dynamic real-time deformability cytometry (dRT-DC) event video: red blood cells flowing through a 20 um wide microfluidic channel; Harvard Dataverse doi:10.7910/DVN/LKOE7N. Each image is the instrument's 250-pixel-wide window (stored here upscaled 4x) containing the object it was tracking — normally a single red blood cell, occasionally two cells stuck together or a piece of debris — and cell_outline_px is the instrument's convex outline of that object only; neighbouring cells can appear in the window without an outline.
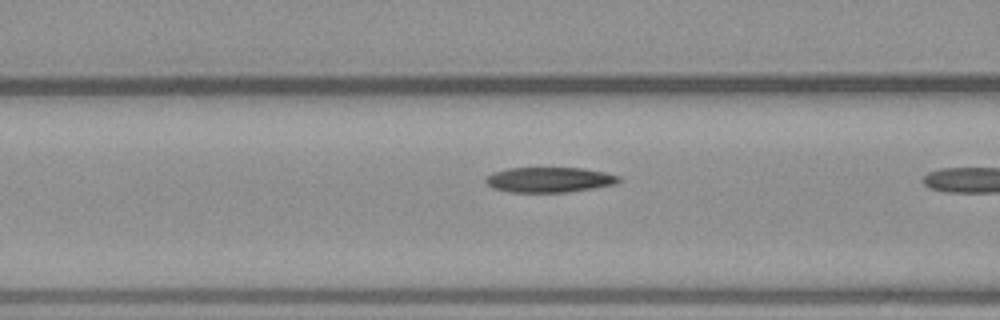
{"species": "common noctule bat (a hibernating species)", "species_latin": "Nyctalus noctula", "temperature_condition": "warm", "stored_images_in_passage": 6, "camera_frame_rate_fps": 3000, "um_per_image_px": 0.085, "animal": {"sex": "male", "body_mass_g": 23.1, "forearm_length_mm": 52.7}, "frame": {"image": 1, "passage_image": 5, "time_ms": 1.333, "image_size_px": [1000, 320], "cell_outline_px": [[620, 180], [616, 184], [568, 192], [508, 192], [492, 188], [484, 180], [492, 172], [508, 168], [584, 168], [604, 172], [620, 176]], "centroid_in_image_um": [46.68, 15.28], "position_along_channel_um": 119.9, "area_um2": 19.54}}